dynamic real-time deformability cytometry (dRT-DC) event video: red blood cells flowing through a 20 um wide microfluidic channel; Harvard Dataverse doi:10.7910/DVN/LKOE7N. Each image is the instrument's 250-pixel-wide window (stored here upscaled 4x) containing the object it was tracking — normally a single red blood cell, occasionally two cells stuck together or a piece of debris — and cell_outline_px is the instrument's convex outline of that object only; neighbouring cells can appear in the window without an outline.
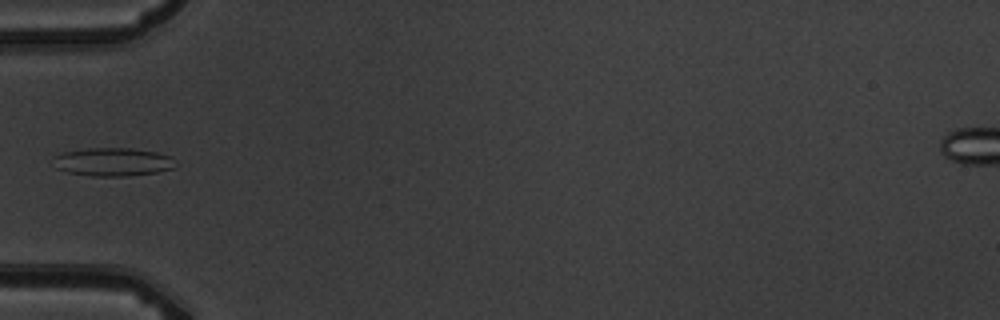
{"species": "common noctule bat (a hibernating species)", "species_latin": "Nyctalus noctula", "temperature_condition": "warm", "stored_images_in_passage": 7, "camera_frame_rate_fps": 3000, "um_per_image_px": 0.085, "animal": {"sex": "male", "body_mass_g": 19.5, "forearm_length_mm": 54.6}, "frame": {"image": 1, "passage_image": 6, "time_ms": 6.0, "image_size_px": [1000, 320], "cell_outline_px": [[180, 164], [172, 168], [156, 172], [128, 176], [92, 176], [68, 172], [56, 168], [56, 156], [64, 152], [88, 148], [132, 148], [156, 152], [172, 156]], "centroid_in_image_um": [9.69, 13.76], "position_along_channel_um": 75.3, "area_um2": 20.11}}